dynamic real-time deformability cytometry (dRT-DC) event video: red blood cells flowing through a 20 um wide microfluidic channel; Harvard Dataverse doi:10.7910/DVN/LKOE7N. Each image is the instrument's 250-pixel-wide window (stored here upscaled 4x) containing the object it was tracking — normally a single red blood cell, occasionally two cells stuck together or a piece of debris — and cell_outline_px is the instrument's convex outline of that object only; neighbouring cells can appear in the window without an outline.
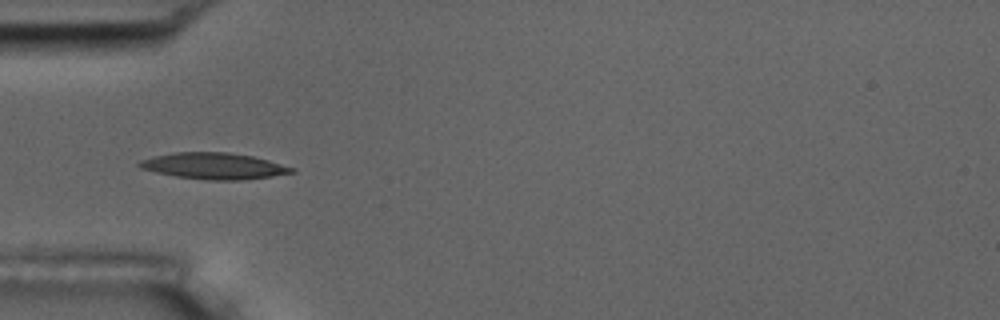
{"species": "common noctule bat (a hibernating species)", "species_latin": "Nyctalus noctula", "temperature_condition": "room temperature", "stored_images_in_passage": 5, "camera_frame_rate_fps": 3000, "um_per_image_px": 0.085, "animal": {"sex": "male", "body_mass_g": 17.5, "forearm_length_mm": 52.3}, "frame": {"image": 1, "passage_image": 1, "time_ms": 0.0, "image_size_px": [1000, 320], "cell_outline_px": [[296, 172], [272, 176], [240, 180], [208, 180], [176, 176], [156, 172], [140, 168], [136, 164], [140, 160], [156, 156], [176, 152], [228, 152], [252, 156], [268, 160], [296, 168]], "centroid_in_image_um": [18.2, 14.11], "position_along_channel_um": 66.8, "area_um2": 23.24}}
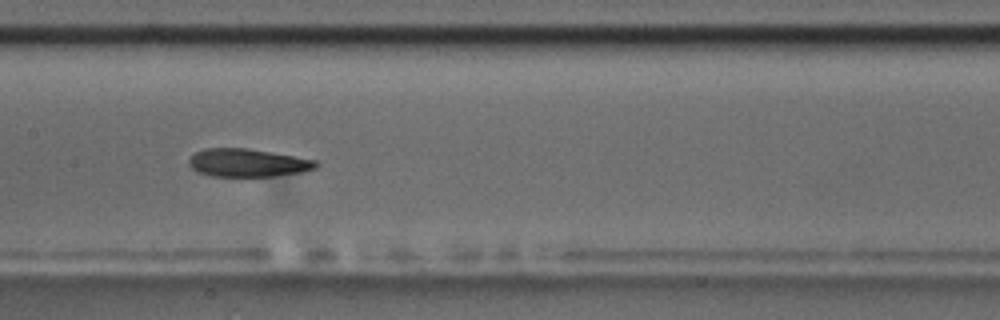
{"frame": {"image": 2, "passage_image": 4, "time_ms": 3.333, "image_size_px": [1000, 320], "cell_outline_px": [[320, 164], [316, 168], [300, 172], [272, 176], [212, 176], [196, 172], [188, 164], [188, 160], [196, 152], [204, 148], [248, 148], [316, 160]], "centroid_in_image_um": [21.03, 13.83], "position_along_channel_um": 186.4, "area_um2": 20.69}}
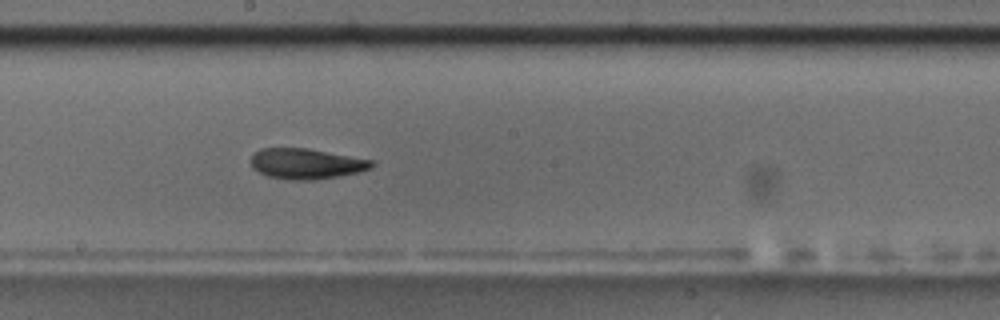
{"frame": {"image": 3, "passage_image": 5, "time_ms": 4.333, "image_size_px": [1000, 320], "cell_outline_px": [[376, 164], [372, 168], [356, 172], [336, 176], [312, 180], [292, 180], [268, 176], [252, 168], [252, 152], [260, 148], [308, 148], [376, 160]], "centroid_in_image_um": [26.06, 13.9], "position_along_channel_um": 222.1, "area_um2": 21.56}}